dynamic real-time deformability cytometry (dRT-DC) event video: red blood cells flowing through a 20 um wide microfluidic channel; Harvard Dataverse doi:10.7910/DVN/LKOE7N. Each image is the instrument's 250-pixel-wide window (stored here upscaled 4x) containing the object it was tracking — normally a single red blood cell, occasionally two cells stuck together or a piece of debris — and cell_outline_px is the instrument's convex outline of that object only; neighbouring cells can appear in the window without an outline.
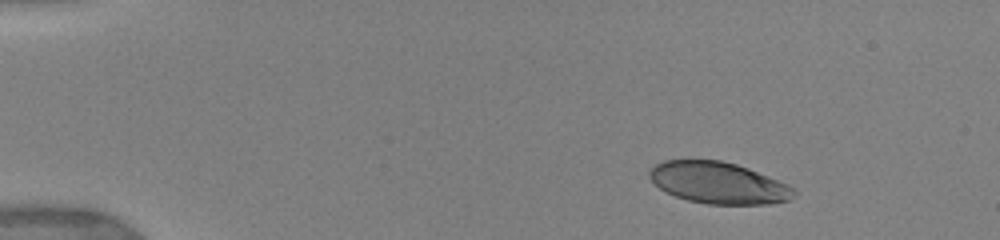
{"species": "human", "species_latin": "Homo sapiens", "temperature_condition": "warm", "stored_images_in_passage": 12, "camera_frame_rate_fps": 3000, "um_per_image_px": 0.085, "donor": {"sex": "female"}, "frame": {"image": 1, "passage_image": 1, "time_ms": 0.0, "image_size_px": [1000, 240], "cell_outline_px": [[796, 192], [788, 200], [768, 204], [708, 204], [688, 200], [676, 196], [660, 188], [648, 176], [648, 172], [656, 164], [664, 160], [720, 160], [736, 164], [748, 168], [788, 184]], "centroid_in_image_um": [61.05, 15.54], "position_along_channel_um": 23.9, "area_um2": 34.62}}
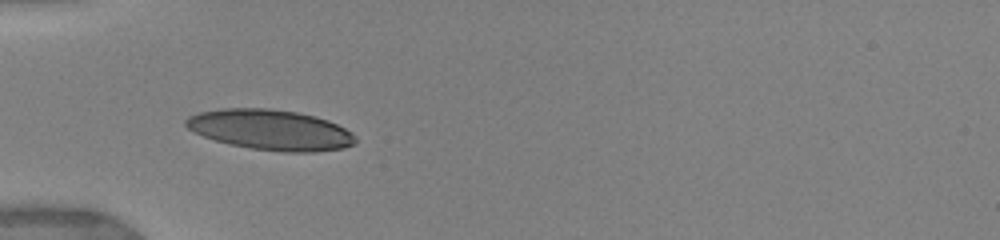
{"frame": {"image": 2, "passage_image": 9, "time_ms": 3.333, "image_size_px": [1000, 240], "cell_outline_px": [[356, 144], [344, 148], [312, 152], [284, 152], [252, 148], [232, 144], [216, 140], [204, 136], [188, 128], [184, 124], [184, 120], [188, 116], [196, 112], [220, 108], [268, 108], [296, 112], [316, 116], [328, 120], [352, 132], [356, 136]], "centroid_in_image_um": [23.0, 11.02], "position_along_channel_um": 62.0, "area_um2": 39.94}}